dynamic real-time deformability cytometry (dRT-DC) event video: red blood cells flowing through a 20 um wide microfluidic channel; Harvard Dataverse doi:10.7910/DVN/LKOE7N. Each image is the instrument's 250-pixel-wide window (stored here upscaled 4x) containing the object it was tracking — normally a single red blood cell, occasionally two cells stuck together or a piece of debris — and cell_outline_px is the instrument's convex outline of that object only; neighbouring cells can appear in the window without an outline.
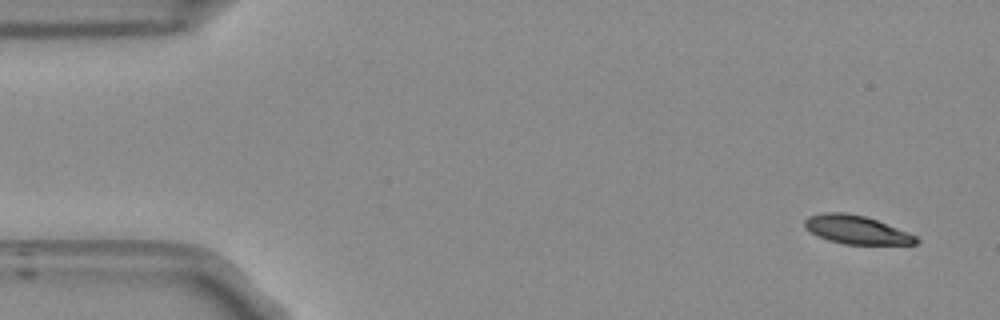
{"species": "Egyptian fruit bat (a non-hibernating species)", "species_latin": "Rousettus aegyptiacus", "temperature_condition": "room temperature", "stored_images_in_passage": 11, "camera_frame_rate_fps": 3000, "um_per_image_px": 0.085, "frame": {"image": 1, "passage_image": 1, "time_ms": 0.0, "image_size_px": [1000, 320], "cell_outline_px": [[920, 240], [916, 244], [844, 244], [828, 240], [804, 228], [804, 220], [808, 216], [824, 212], [844, 212], [864, 216], [876, 220], [916, 236]], "centroid_in_image_um": [72.76, 19.52], "position_along_channel_um": 12.2, "area_um2": 18.21}}